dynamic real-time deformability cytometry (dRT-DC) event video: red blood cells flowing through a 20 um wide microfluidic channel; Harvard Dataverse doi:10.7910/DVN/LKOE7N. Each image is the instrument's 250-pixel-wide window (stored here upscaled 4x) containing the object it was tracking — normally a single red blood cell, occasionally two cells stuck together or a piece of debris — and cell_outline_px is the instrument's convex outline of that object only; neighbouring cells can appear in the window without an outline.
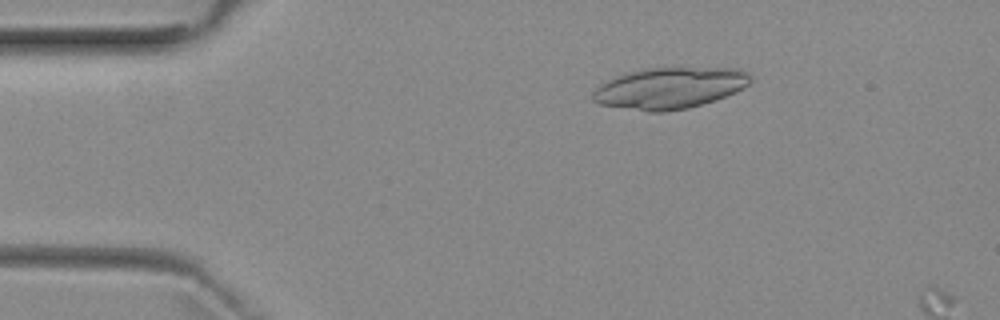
{"species": "common noctule bat (a hibernating species)", "species_latin": "Nyctalus noctula", "temperature_condition": "room temperature", "stored_images_in_passage": 4, "camera_frame_rate_fps": 3000, "um_per_image_px": 0.085, "animal": {"sex": "female", "body_mass_g": 29.2, "forearm_length_mm": 56.3}, "frame": {"image": 1, "passage_image": 4, "time_ms": 3.333, "image_size_px": [1000, 320], "cell_outline_px": [[752, 80], [748, 84], [736, 92], [688, 108], [664, 112], [648, 112], [600, 104], [592, 100], [592, 92], [600, 84], [616, 76], [644, 68], [740, 68], [748, 72], [752, 76]], "centroid_in_image_um": [56.92, 7.48], "position_along_channel_um": 28.1, "area_um2": 37.8}}